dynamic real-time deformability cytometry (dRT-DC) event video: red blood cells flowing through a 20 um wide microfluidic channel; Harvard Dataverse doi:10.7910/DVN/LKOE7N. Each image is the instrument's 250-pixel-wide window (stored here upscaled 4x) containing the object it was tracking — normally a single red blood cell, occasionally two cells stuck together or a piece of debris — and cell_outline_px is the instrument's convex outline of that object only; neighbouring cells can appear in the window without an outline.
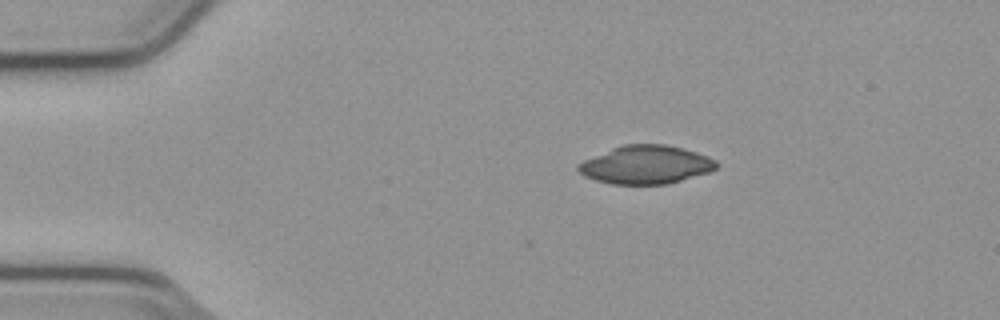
{"species": "common noctule bat (a hibernating species)", "species_latin": "Nyctalus noctula", "temperature_condition": "cold", "stored_images_in_passage": 6, "camera_frame_rate_fps": 3000, "um_per_image_px": 0.085, "animal": {"sex": "male", "body_mass_g": 23.1, "forearm_length_mm": 52.7}, "frame": {"image": 1, "passage_image": 1, "time_ms": 0.0, "image_size_px": [1000, 320], "cell_outline_px": [[720, 164], [716, 168], [708, 172], [668, 184], [612, 184], [596, 180], [584, 176], [576, 168], [584, 160], [612, 148], [624, 144], [664, 144], [696, 152], [708, 156], [716, 160]], "centroid_in_image_um": [54.92, 14.0], "position_along_channel_um": 30.1, "area_um2": 30.63}}